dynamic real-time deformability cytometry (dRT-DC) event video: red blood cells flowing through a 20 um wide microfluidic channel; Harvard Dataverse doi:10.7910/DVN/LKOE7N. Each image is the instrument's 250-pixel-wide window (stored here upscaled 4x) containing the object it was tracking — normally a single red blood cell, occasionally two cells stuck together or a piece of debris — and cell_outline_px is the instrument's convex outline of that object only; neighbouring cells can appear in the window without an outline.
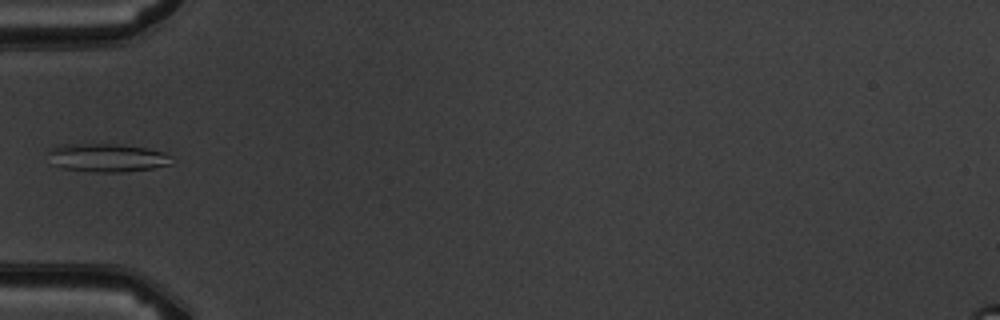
{"species": "common noctule bat (a hibernating species)", "species_latin": "Nyctalus noctula", "temperature_condition": "warm", "stored_images_in_passage": 5, "camera_frame_rate_fps": 3000, "um_per_image_px": 0.085, "animal": {"sex": "male", "body_mass_g": 19.5, "forearm_length_mm": 54.6}, "frame": {"image": 1, "passage_image": 4, "time_ms": 4.333, "image_size_px": [1000, 320], "cell_outline_px": [[176, 160], [172, 164], [152, 168], [124, 172], [92, 172], [64, 168], [52, 164], [48, 152], [48, 148], [56, 144], [120, 144], [148, 148], [164, 152], [172, 156]], "centroid_in_image_um": [9.12, 13.4], "position_along_channel_um": 75.9, "area_um2": 20.81}}